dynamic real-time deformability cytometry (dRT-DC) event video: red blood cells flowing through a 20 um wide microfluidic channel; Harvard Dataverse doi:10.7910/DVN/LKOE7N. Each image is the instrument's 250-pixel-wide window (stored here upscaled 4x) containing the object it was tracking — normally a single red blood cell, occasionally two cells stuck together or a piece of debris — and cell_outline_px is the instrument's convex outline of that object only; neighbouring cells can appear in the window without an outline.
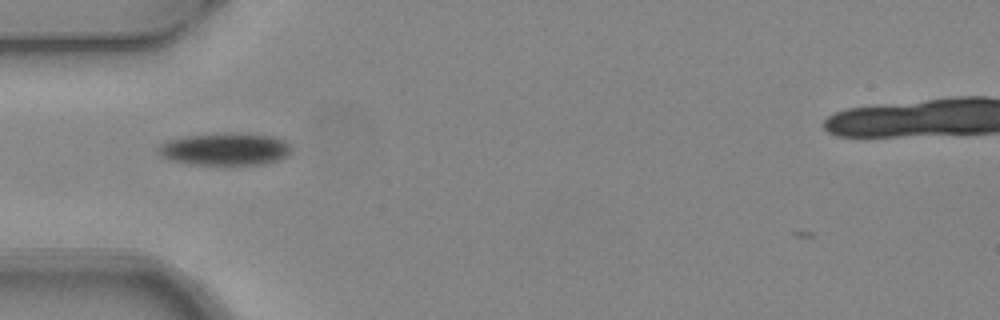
{"species": "common noctule bat (a hibernating species)", "species_latin": "Nyctalus noctula", "temperature_condition": "warm", "stored_images_in_passage": 3, "camera_frame_rate_fps": 3000, "um_per_image_px": 0.085, "animal": {"sex": "female", "body_mass_g": 24.6, "forearm_length_mm": 56.2}, "frame": {"image": 1, "passage_image": 1, "time_ms": 0.0, "image_size_px": [1000, 320], "cell_outline_px": [[292, 152], [288, 156], [280, 160], [264, 164], [192, 164], [168, 160], [160, 156], [156, 152], [156, 148], [160, 144], [168, 140], [188, 136], [232, 132], [272, 136], [284, 140], [292, 144]], "centroid_in_image_um": [19.16, 12.67], "position_along_channel_um": 65.8, "area_um2": 25.43}}
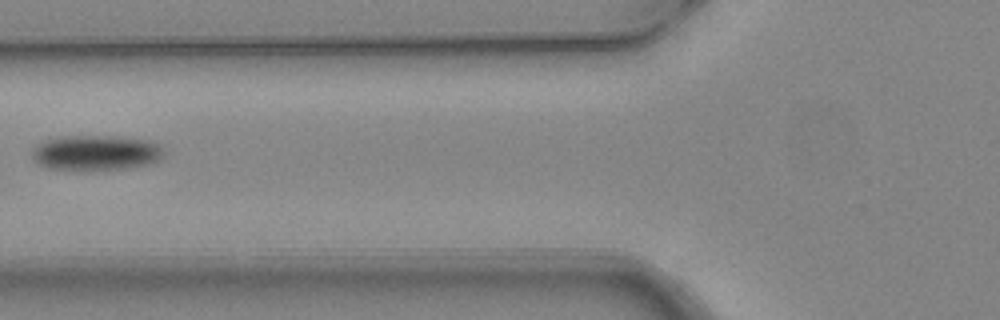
{"frame": {"image": 2, "passage_image": 2, "time_ms": 0.333, "image_size_px": [1000, 320], "cell_outline_px": [[164, 156], [160, 160], [148, 164], [128, 168], [92, 172], [80, 172], [48, 168], [36, 164], [32, 160], [32, 148], [36, 144], [44, 140], [64, 136], [112, 136], [148, 140], [160, 144], [164, 148]], "centroid_in_image_um": [8.12, 13.02], "position_along_channel_um": 117.7, "area_um2": 28.15}}
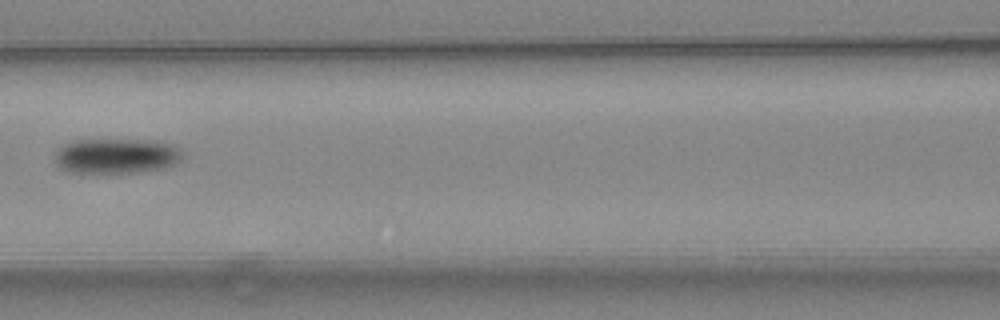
{"frame": {"image": 3, "passage_image": 3, "time_ms": 0.667, "image_size_px": [1000, 320], "cell_outline_px": [[180, 160], [176, 164], [164, 168], [140, 172], [112, 176], [64, 172], [56, 164], [56, 152], [64, 144], [72, 140], [152, 140], [172, 144], [180, 148]], "centroid_in_image_um": [9.85, 13.31], "position_along_channel_um": 156.8, "area_um2": 27.17}}